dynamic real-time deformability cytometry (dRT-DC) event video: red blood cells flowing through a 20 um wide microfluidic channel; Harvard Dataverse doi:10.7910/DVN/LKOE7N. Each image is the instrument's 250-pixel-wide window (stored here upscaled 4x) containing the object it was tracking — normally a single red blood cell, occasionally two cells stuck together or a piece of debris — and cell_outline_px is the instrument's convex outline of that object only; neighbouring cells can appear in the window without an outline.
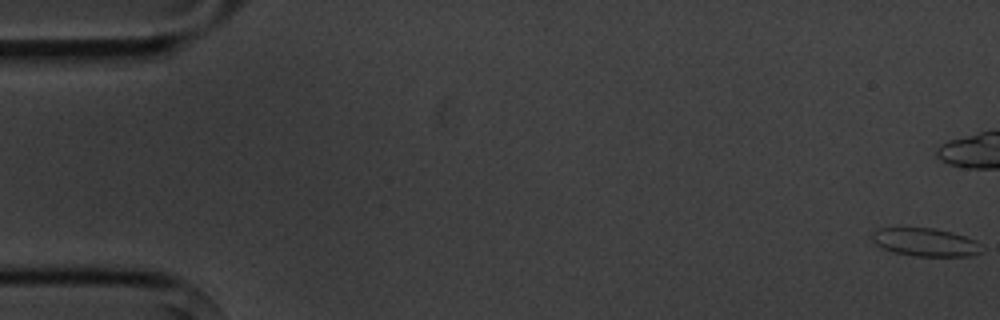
{"species": "common noctule bat (a hibernating species)", "species_latin": "Nyctalus noctula", "temperature_condition": "cold", "stored_images_in_passage": 5, "camera_frame_rate_fps": 3000, "um_per_image_px": 0.085, "animal": {"sex": "male", "body_mass_g": 20.1, "forearm_length_mm": 53.5}, "frame": {"image": 1, "passage_image": 1, "time_ms": 0.0, "image_size_px": [1000, 320], "cell_outline_px": [[984, 252], [972, 256], [916, 256], [892, 252], [880, 248], [872, 240], [872, 232], [880, 228], [932, 228], [952, 232], [976, 240]], "centroid_in_image_um": [78.66, 20.6], "position_along_channel_um": 6.3, "area_um2": 18.09}}